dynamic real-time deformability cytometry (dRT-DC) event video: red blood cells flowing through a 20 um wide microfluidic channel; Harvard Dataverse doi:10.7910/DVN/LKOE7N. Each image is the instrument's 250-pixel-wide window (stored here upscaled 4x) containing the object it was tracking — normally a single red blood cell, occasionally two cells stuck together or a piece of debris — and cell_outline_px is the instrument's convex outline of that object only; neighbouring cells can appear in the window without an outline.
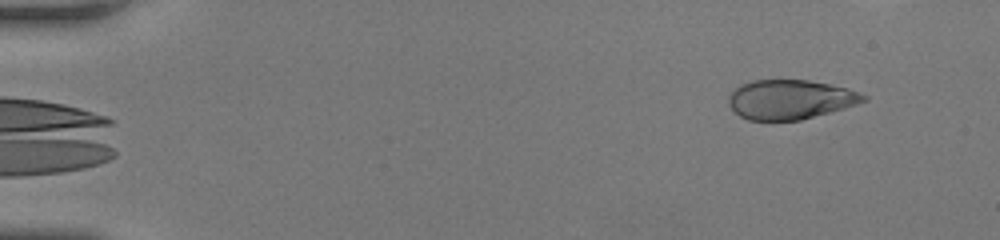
{"species": "human", "species_latin": "Homo sapiens", "temperature_condition": "room temperature", "stored_images_in_passage": 40, "camera_frame_rate_fps": 3000, "um_per_image_px": 0.085, "donor": {"sex": "female"}, "frame": {"image": 1, "passage_image": 1, "time_ms": 0.0, "image_size_px": [1000, 240], "cell_outline_px": [[868, 100], [844, 108], [800, 120], [748, 120], [740, 116], [728, 104], [728, 96], [740, 84], [752, 80], [808, 80], [848, 88], [860, 92], [868, 96]], "centroid_in_image_um": [67.17, 8.45], "position_along_channel_um": 17.8, "area_um2": 30.92}}
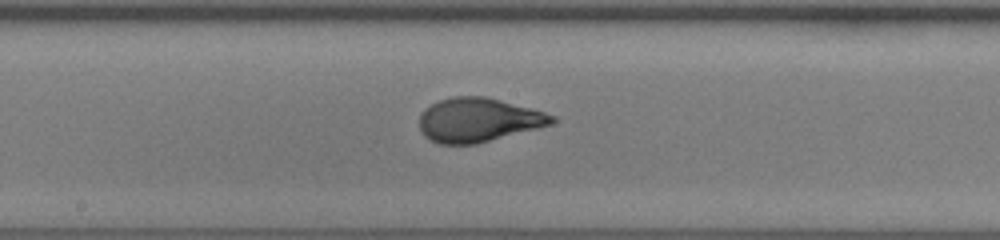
{"frame": {"image": 2, "passage_image": 24, "time_ms": 7.667, "image_size_px": [1000, 240], "cell_outline_px": [[556, 120], [552, 124], [476, 144], [440, 144], [424, 136], [420, 132], [420, 112], [424, 108], [440, 100], [456, 96], [484, 96], [500, 100], [544, 112], [556, 116]], "centroid_in_image_um": [40.63, 10.2], "position_along_channel_um": 207.6, "area_um2": 33.76}}
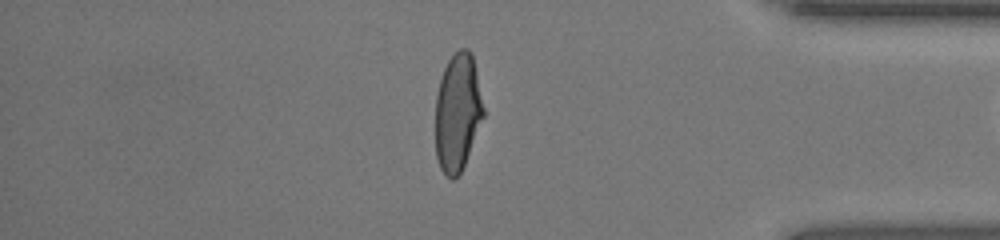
{"frame": {"image": 3, "passage_image": 39, "time_ms": 12.667, "image_size_px": [1000, 240], "cell_outline_px": [[484, 116], [464, 164], [460, 172], [452, 180], [440, 168], [436, 156], [436, 96], [440, 80], [444, 68], [448, 60], [460, 48], [468, 48], [472, 56], [476, 72], [484, 108]], "centroid_in_image_um": [38.89, 9.54], "position_along_channel_um": 396.3, "area_um2": 32.48}}